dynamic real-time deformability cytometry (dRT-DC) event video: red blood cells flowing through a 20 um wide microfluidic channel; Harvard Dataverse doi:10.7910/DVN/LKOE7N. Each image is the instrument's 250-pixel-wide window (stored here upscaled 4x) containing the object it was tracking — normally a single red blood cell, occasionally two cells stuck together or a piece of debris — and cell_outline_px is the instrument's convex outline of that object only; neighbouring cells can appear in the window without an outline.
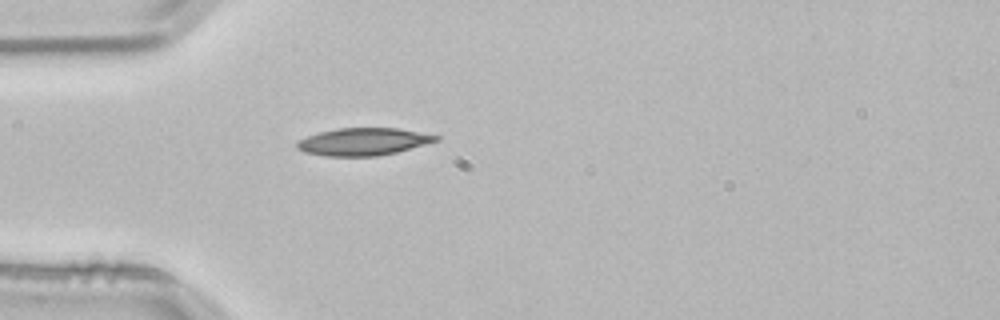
{"species": "common noctule bat (a hibernating species)", "species_latin": "Nyctalus noctula", "temperature_condition": "room temperature", "stored_images_in_passage": 1, "camera_frame_rate_fps": 3000, "um_per_image_px": 0.085, "animal": {"sex": "male", "body_mass_g": 21.5, "forearm_length_mm": 52.0}, "frame": {"image": 1, "passage_image": 1, "time_ms": 0.0, "image_size_px": [1000, 320], "cell_outline_px": [[440, 140], [396, 152], [376, 156], [324, 156], [304, 152], [296, 148], [296, 140], [320, 132], [336, 128], [400, 128], [440, 136]], "centroid_in_image_um": [30.86, 12.04], "position_along_channel_um": 54.1, "area_um2": 22.25}}